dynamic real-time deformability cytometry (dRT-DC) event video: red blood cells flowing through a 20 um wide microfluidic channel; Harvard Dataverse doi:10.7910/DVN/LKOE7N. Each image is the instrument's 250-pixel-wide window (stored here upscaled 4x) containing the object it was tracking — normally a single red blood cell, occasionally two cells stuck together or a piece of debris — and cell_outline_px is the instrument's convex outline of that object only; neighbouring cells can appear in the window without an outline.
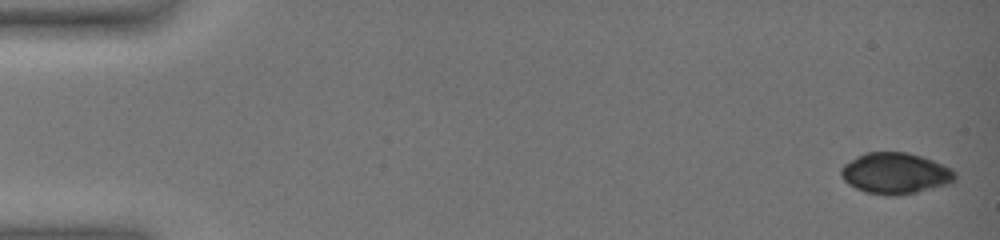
{"species": "common noctule bat (a hibernating species)", "species_latin": "Nyctalus noctula", "temperature_condition": "warm", "stored_images_in_passage": 13, "camera_frame_rate_fps": 3000, "um_per_image_px": 0.085, "animal": {"sex": "female", "body_mass_g": 19.0, "forearm_length_mm": 51.5}, "frame": {"image": 1, "passage_image": 1, "time_ms": 0.0, "image_size_px": [1000, 240], "cell_outline_px": [[956, 180], [948, 184], [916, 192], [896, 196], [884, 196], [864, 192], [848, 184], [840, 176], [840, 168], [844, 164], [864, 152], [908, 152], [932, 160], [952, 168], [956, 172]], "centroid_in_image_um": [76.09, 14.74], "position_along_channel_um": 8.9, "area_um2": 27.57}}
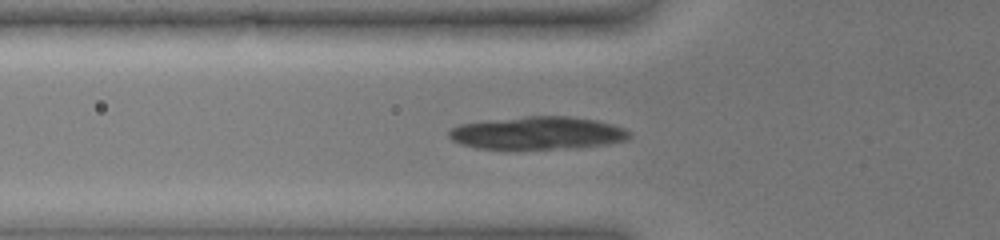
{"frame": {"image": 2, "passage_image": 11, "time_ms": 3.333, "image_size_px": [1000, 240], "cell_outline_px": [[632, 136], [628, 140], [604, 144], [576, 148], [476, 148], [460, 144], [452, 140], [448, 136], [448, 132], [452, 128], [460, 124], [488, 120], [524, 116], [568, 116], [596, 120], [612, 124], [624, 128], [632, 132]], "centroid_in_image_um": [45.72, 11.3], "position_along_channel_um": 80.1, "area_um2": 34.45}}
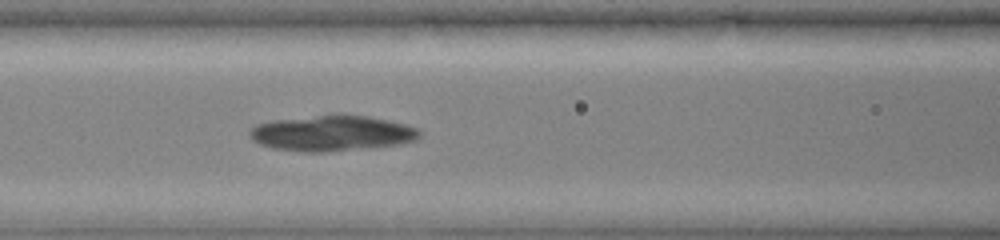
{"frame": {"image": 3, "passage_image": 13, "time_ms": 4.0, "image_size_px": [1000, 240], "cell_outline_px": [[420, 136], [416, 140], [400, 144], [368, 148], [324, 152], [300, 152], [272, 148], [260, 144], [252, 140], [248, 136], [248, 132], [256, 124], [272, 120], [332, 112], [344, 112], [368, 116], [388, 120], [420, 128]], "centroid_in_image_um": [28.19, 11.29], "position_along_channel_um": 138.4, "area_um2": 36.41}}